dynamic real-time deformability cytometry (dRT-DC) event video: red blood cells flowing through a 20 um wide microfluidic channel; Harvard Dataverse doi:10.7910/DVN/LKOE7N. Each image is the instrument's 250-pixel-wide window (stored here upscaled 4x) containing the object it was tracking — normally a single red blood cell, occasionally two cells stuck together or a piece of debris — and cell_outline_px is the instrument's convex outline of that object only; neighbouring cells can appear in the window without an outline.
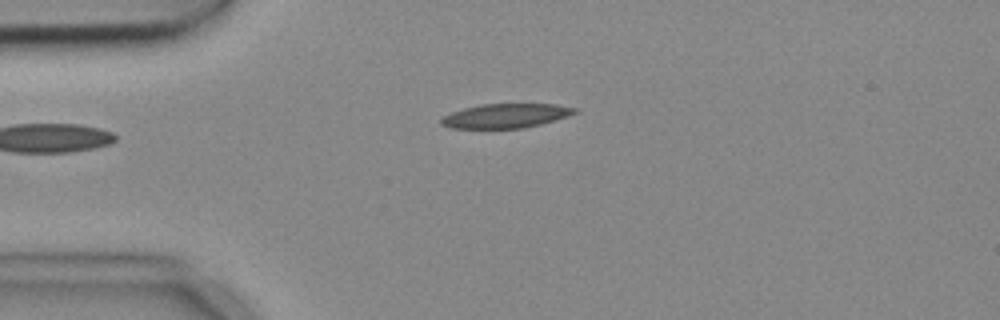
{"species": "common noctule bat (a hibernating species)", "species_latin": "Nyctalus noctula", "temperature_condition": "cold", "stored_images_in_passage": 3, "camera_frame_rate_fps": 3000, "um_per_image_px": 0.085, "animal": {"sex": "female", "body_mass_g": 18.4}, "frame": {"image": 1, "passage_image": 3, "time_ms": 0.667, "image_size_px": [1000, 320], "cell_outline_px": [[576, 112], [556, 120], [524, 128], [452, 128], [440, 124], [440, 120], [444, 116], [452, 112], [464, 108], [480, 104], [556, 104], [576, 108]], "centroid_in_image_um": [42.97, 9.84], "position_along_channel_um": 42.0, "area_um2": 18.73}}